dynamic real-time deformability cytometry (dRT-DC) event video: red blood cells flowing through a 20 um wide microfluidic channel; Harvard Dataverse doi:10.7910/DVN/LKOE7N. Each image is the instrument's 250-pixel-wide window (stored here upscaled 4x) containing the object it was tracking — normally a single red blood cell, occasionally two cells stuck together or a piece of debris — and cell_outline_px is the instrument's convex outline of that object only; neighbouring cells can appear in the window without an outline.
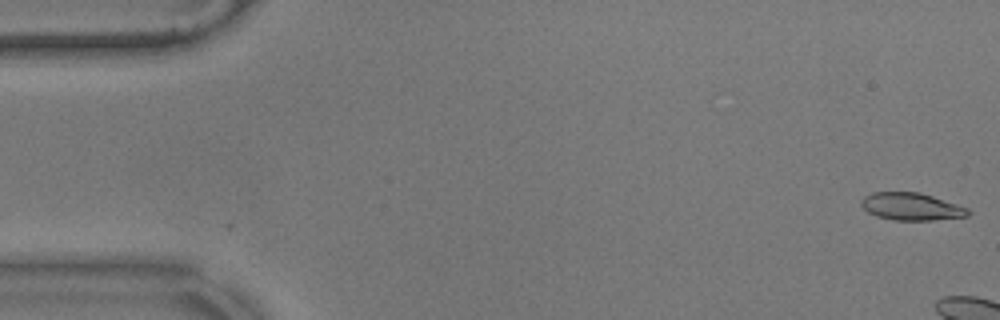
{"species": "common noctule bat (a hibernating species)", "species_latin": "Nyctalus noctula", "temperature_condition": "warm", "stored_images_in_passage": 5, "camera_frame_rate_fps": 3000, "um_per_image_px": 0.085, "animal": {"sex": "male", "body_mass_g": 17.9}, "frame": {"image": 1, "passage_image": 1, "time_ms": 0.0, "image_size_px": [1000, 320], "cell_outline_px": [[972, 212], [968, 216], [932, 220], [892, 220], [876, 216], [868, 212], [860, 204], [860, 200], [864, 196], [872, 192], [920, 192], [968, 208]], "centroid_in_image_um": [77.45, 17.56], "position_along_channel_um": 7.6, "area_um2": 17.11}}